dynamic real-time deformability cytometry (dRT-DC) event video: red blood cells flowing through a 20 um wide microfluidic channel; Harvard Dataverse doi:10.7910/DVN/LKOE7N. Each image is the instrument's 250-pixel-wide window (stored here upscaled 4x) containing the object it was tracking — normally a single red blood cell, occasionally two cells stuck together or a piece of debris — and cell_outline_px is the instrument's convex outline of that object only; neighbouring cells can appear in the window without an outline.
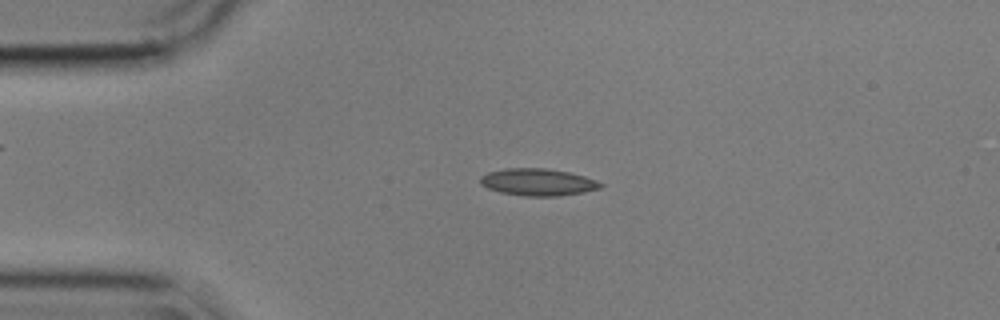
{"species": "common noctule bat (a hibernating species)", "species_latin": "Nyctalus noctula", "temperature_condition": "cold", "stored_images_in_passage": 55, "camera_frame_rate_fps": 3000, "um_per_image_px": 0.085, "animal": {"sex": "male", "body_mass_g": 17.9}, "frame": {"image": 1, "passage_image": 12, "time_ms": 3.667, "image_size_px": [1000, 320], "cell_outline_px": [[604, 184], [600, 188], [584, 192], [556, 196], [524, 196], [500, 192], [488, 188], [480, 184], [480, 176], [488, 172], [504, 168], [544, 168], [568, 172], [584, 176], [596, 180]], "centroid_in_image_um": [45.7, 15.48], "position_along_channel_um": 39.3, "area_um2": 18.96}}
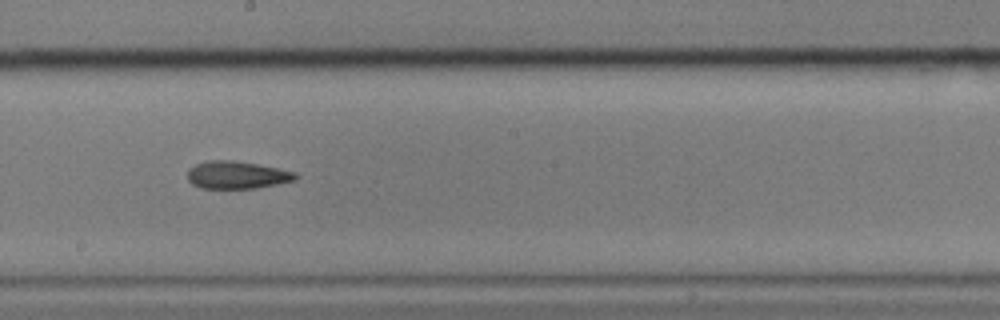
{"frame": {"image": 2, "passage_image": 30, "time_ms": 9.667, "image_size_px": [1000, 320], "cell_outline_px": [[300, 176], [296, 180], [256, 188], [200, 188], [192, 184], [188, 180], [188, 168], [196, 164], [208, 160], [232, 160], [256, 164], [296, 172]], "centroid_in_image_um": [20.13, 14.87], "position_along_channel_um": 228.1, "area_um2": 17.34}}
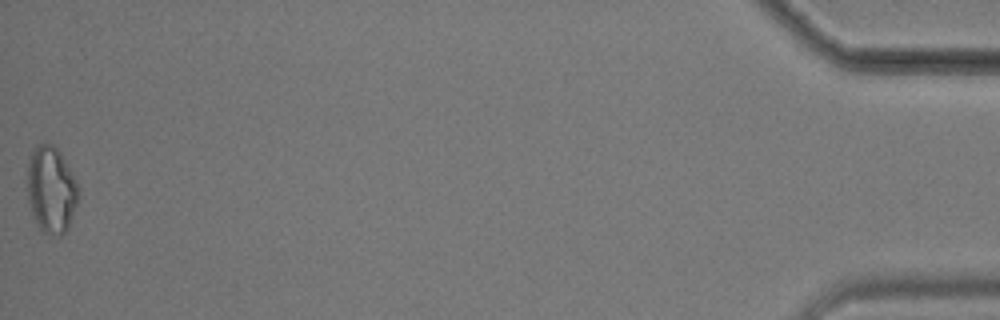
{"frame": {"image": 3, "passage_image": 55, "time_ms": 18.0, "image_size_px": [1000, 320], "cell_outline_px": [[80, 192], [68, 228], [60, 236], [44, 232], [40, 228], [32, 216], [28, 204], [28, 156], [32, 148], [36, 144], [52, 144], [60, 152], [76, 180], [80, 188]], "centroid_in_image_um": [4.34, 16.1], "position_along_channel_um": 430.9, "area_um2": 25.89}, "authors_computed_cell_mechanics": {"area_um2": 17.9758, "velocity_mm_per_s": 3.5801, "shape_relaxation_time_tau1_ms": 6.0311, "shape_relaxation_time_tau2_ms": 2.9918, "deformation_change_tau1": 0.1311, "deformation_change_tau2": 0.0929}}